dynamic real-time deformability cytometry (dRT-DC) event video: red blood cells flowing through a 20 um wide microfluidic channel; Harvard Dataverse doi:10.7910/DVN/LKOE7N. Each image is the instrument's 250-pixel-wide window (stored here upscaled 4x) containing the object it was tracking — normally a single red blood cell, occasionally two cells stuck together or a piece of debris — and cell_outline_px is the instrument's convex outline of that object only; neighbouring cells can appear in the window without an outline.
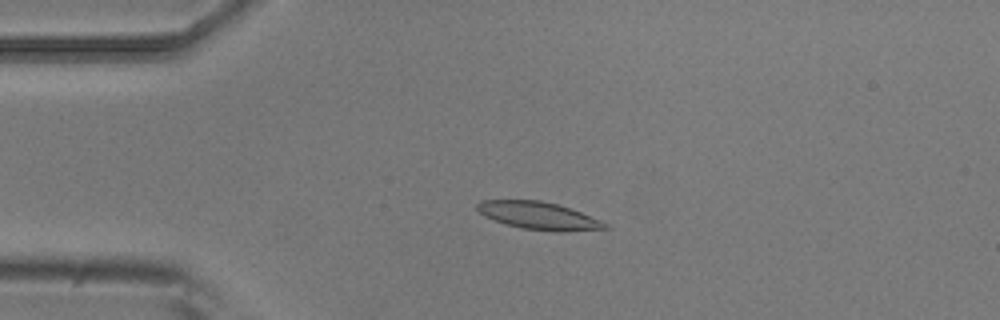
{"species": "common noctule bat (a hibernating species)", "species_latin": "Nyctalus noctula", "temperature_condition": "room temperature", "stored_images_in_passage": 5, "camera_frame_rate_fps": 3000, "um_per_image_px": 0.085, "animal": {"sex": "male", "body_mass_g": 20.5, "forearm_length_mm": 52.5}, "frame": {"image": 1, "passage_image": 4, "time_ms": 1.0, "image_size_px": [1000, 320], "cell_outline_px": [[612, 228], [560, 232], [524, 228], [508, 224], [484, 216], [476, 208], [476, 204], [480, 200], [540, 200], [556, 204], [580, 212], [600, 220], [608, 224]], "centroid_in_image_um": [45.8, 18.33], "position_along_channel_um": 39.2, "area_um2": 20.23}}